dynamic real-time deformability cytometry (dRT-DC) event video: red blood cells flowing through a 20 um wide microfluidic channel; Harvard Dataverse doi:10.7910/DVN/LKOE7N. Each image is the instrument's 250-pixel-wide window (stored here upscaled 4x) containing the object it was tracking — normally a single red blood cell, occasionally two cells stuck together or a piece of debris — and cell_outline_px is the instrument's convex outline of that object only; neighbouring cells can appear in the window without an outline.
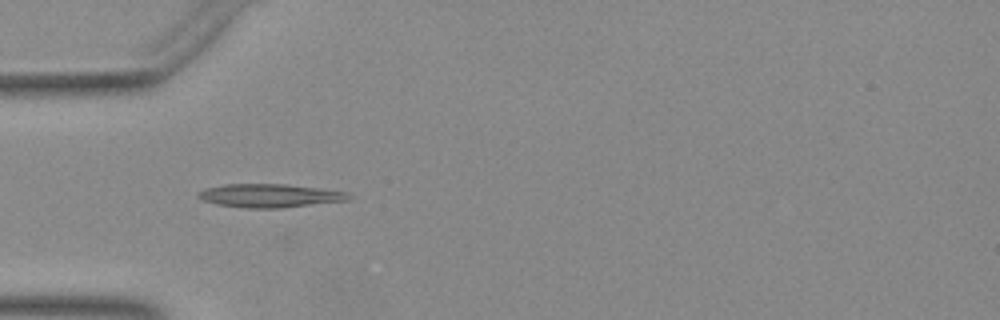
{"species": "Egyptian fruit bat (a non-hibernating species)", "species_latin": "Rousettus aegyptiacus", "temperature_condition": "warm", "stored_images_in_passage": 36, "camera_frame_rate_fps": 3000, "um_per_image_px": 0.085, "animal": {"sex": "female"}, "frame": {"image": 1, "passage_image": 1, "time_ms": 0.0, "image_size_px": [1000, 320], "cell_outline_px": [[352, 196], [348, 200], [280, 208], [244, 208], [216, 204], [204, 200], [196, 196], [196, 192], [204, 188], [224, 184], [284, 184], [348, 192]], "centroid_in_image_um": [22.87, 16.63], "position_along_channel_um": 62.1, "area_um2": 20.52}}
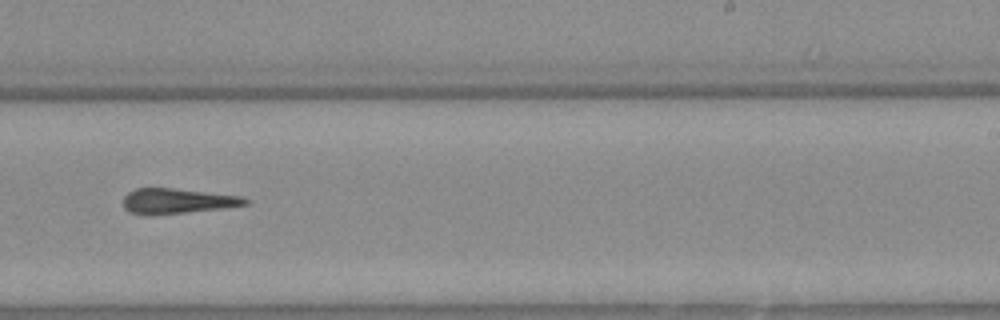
{"frame": {"image": 2, "passage_image": 17, "time_ms": 5.333, "image_size_px": [1000, 320], "cell_outline_px": [[252, 200], [248, 204], [224, 208], [152, 216], [144, 216], [128, 212], [124, 208], [124, 196], [128, 192], [136, 188], [172, 188], [244, 196]], "centroid_in_image_um": [15.07, 17.1], "position_along_channel_um": 273.9, "area_um2": 18.32}}
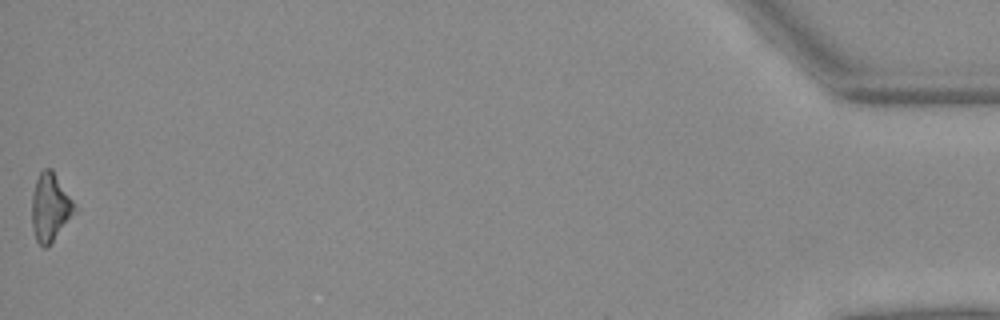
{"frame": {"image": 3, "passage_image": 36, "time_ms": 11.667, "image_size_px": [1000, 320], "cell_outline_px": [[80, 208], [48, 248], [44, 248], [36, 240], [32, 224], [32, 196], [36, 180], [40, 172], [44, 168], [52, 168]], "centroid_in_image_um": [4.33, 17.63], "position_along_channel_um": 430.9, "area_um2": 17.51}}